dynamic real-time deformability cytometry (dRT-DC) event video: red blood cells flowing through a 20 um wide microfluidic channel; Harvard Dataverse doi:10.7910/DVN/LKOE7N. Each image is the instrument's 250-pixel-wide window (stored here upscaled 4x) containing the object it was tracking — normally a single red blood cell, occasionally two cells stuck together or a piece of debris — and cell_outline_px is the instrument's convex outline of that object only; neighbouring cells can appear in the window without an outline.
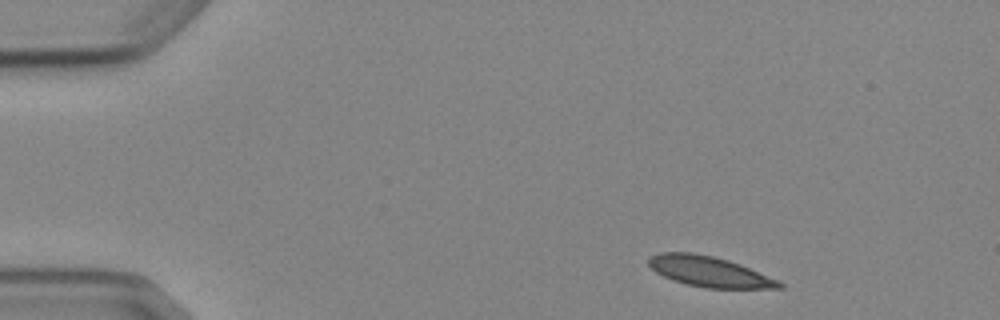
{"species": "Egyptian fruit bat (a non-hibernating species)", "species_latin": "Rousettus aegyptiacus", "temperature_condition": "cold", "stored_images_in_passage": 4, "camera_frame_rate_fps": 3000, "um_per_image_px": 0.085, "animal": {"sex": "female"}, "frame": {"image": 1, "passage_image": 1, "time_ms": 0.0, "image_size_px": [1000, 320], "cell_outline_px": [[784, 288], [704, 288], [672, 280], [656, 272], [648, 264], [648, 256], [660, 252], [692, 252], [712, 256], [728, 260], [740, 264], [776, 280], [784, 284]], "centroid_in_image_um": [60.23, 23.07], "position_along_channel_um": 24.8, "area_um2": 22.95}}
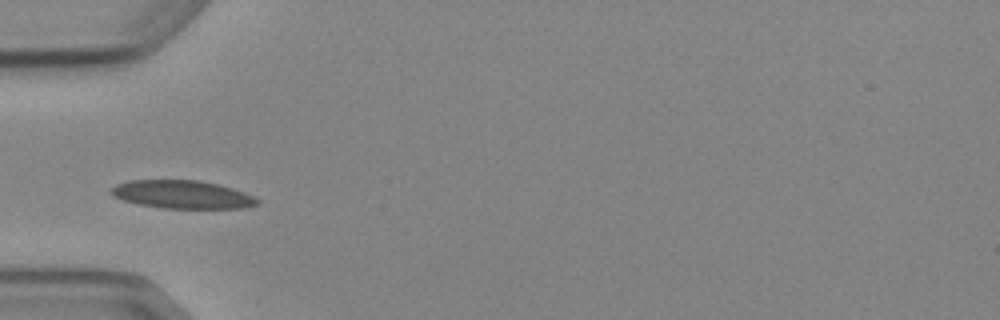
{"frame": {"image": 2, "passage_image": 4, "time_ms": 3.333, "image_size_px": [1000, 320], "cell_outline_px": [[260, 204], [244, 208], [164, 208], [140, 204], [124, 200], [112, 196], [108, 192], [116, 184], [128, 180], [200, 180], [232, 188], [244, 192], [260, 200]], "centroid_in_image_um": [15.49, 16.53], "position_along_channel_um": 69.5, "area_um2": 23.93}}